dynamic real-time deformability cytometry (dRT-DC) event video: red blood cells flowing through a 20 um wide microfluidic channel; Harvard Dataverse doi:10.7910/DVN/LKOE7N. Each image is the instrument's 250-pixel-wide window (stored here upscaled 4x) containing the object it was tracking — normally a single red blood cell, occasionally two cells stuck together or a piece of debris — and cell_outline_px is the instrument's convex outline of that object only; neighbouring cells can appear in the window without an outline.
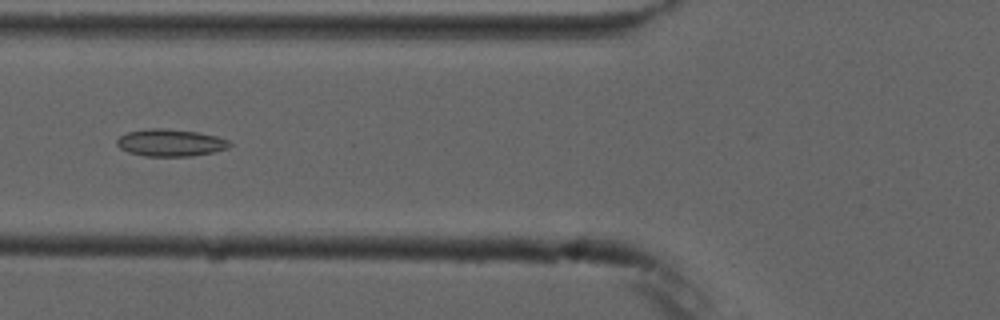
{"species": "common noctule bat (a hibernating species)", "species_latin": "Nyctalus noctula", "temperature_condition": "cold", "stored_images_in_passage": 5, "camera_frame_rate_fps": 3000, "um_per_image_px": 0.085, "animal": {"sex": "male", "forearm_length_mm": 52.5}, "frame": {"image": 1, "passage_image": 5, "time_ms": 5.667, "image_size_px": [1000, 320], "cell_outline_px": [[232, 144], [228, 148], [212, 152], [192, 156], [144, 156], [128, 152], [120, 148], [116, 144], [116, 140], [120, 136], [128, 132], [152, 128], [164, 128], [196, 132], [216, 136], [228, 140]], "centroid_in_image_um": [14.47, 12.13], "position_along_channel_um": 111.3, "area_um2": 17.74}}